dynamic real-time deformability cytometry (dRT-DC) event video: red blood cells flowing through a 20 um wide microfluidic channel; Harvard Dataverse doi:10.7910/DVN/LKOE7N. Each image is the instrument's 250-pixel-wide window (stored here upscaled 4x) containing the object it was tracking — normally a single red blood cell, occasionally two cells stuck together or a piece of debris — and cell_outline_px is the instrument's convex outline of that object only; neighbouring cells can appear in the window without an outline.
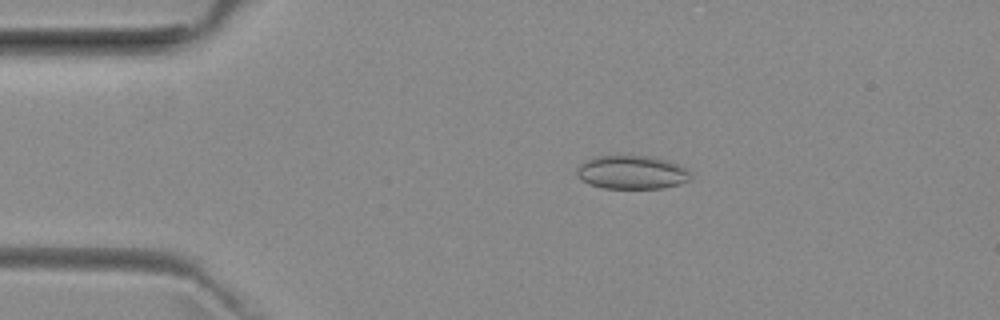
{"species": "common noctule bat (a hibernating species)", "species_latin": "Nyctalus noctula", "temperature_condition": "room temperature", "stored_images_in_passage": 51, "camera_frame_rate_fps": 3000, "um_per_image_px": 0.085, "animal": {"sex": "female", "body_mass_g": 29.2, "forearm_length_mm": 56.3}, "frame": {"image": 1, "passage_image": 10, "time_ms": 3.0, "image_size_px": [1000, 320], "cell_outline_px": [[688, 180], [680, 184], [664, 188], [604, 188], [588, 184], [576, 172], [580, 164], [596, 156], [648, 156], [668, 160], [680, 164], [688, 172]], "centroid_in_image_um": [53.71, 14.65], "position_along_channel_um": 31.3, "area_um2": 21.91}}
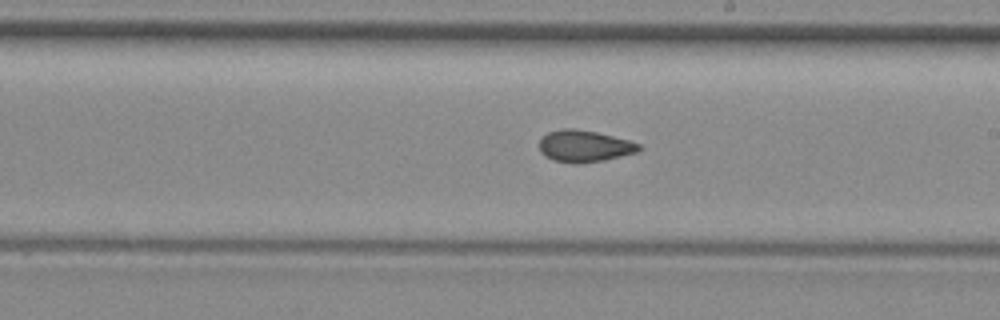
{"frame": {"image": 2, "passage_image": 29, "time_ms": 9.333, "image_size_px": [1000, 320], "cell_outline_px": [[640, 148], [636, 152], [604, 160], [576, 164], [572, 164], [552, 160], [544, 156], [540, 152], [540, 136], [548, 132], [564, 128], [576, 128], [596, 132], [628, 140], [640, 144]], "centroid_in_image_um": [49.6, 12.42], "position_along_channel_um": 239.4, "area_um2": 18.5}}
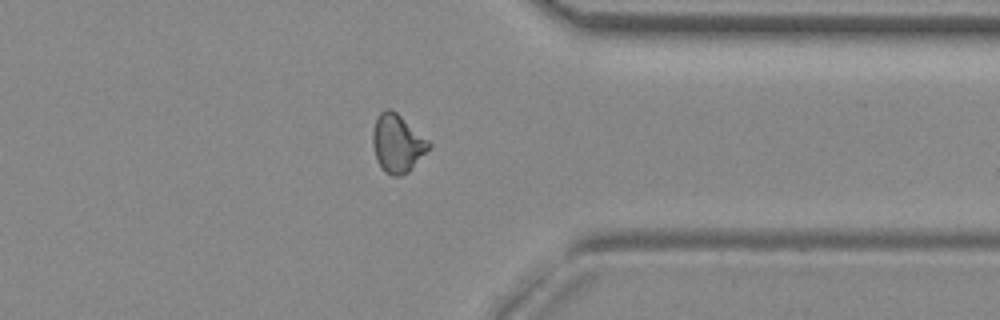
{"frame": {"image": 3, "passage_image": 40, "time_ms": 13.0, "image_size_px": [1000, 320], "cell_outline_px": [[432, 144], [408, 172], [400, 176], [392, 176], [384, 172], [376, 160], [372, 144], [372, 132], [376, 120], [380, 112], [388, 108], [396, 112], [428, 140]], "centroid_in_image_um": [33.74, 12.2], "position_along_channel_um": 377.7, "area_um2": 18.73}, "authors_computed_cell_mechanics": {"area_um2": 18.7272, "velocity_mm_per_s": 3.9919, "shape_relaxation_time_tau1_ms": null, "shape_relaxation_time_tau2_ms": 3.8572, "deformation_change_tau1": null, "deformation_change_tau2": 0.0714}}